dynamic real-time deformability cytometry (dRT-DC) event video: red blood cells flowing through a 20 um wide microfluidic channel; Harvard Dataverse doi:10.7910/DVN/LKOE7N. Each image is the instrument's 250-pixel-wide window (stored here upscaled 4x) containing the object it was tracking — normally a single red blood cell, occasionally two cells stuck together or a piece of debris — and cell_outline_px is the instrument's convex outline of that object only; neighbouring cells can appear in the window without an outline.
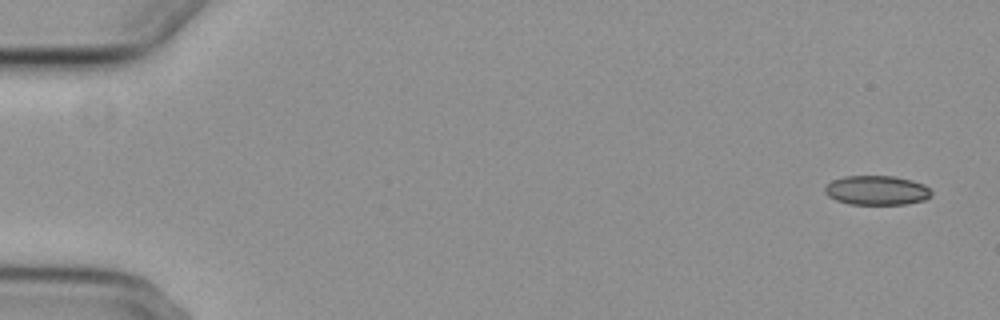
{"species": "common noctule bat (a hibernating species)", "species_latin": "Nyctalus noctula", "temperature_condition": "cold", "stored_images_in_passage": 5, "camera_frame_rate_fps": 3000, "um_per_image_px": 0.085, "animal": {"sex": "female", "body_mass_g": 29.2, "forearm_length_mm": 56.3}, "frame": {"image": 1, "passage_image": 1, "time_ms": 0.0, "image_size_px": [1000, 320], "cell_outline_px": [[932, 196], [924, 200], [908, 204], [848, 204], [836, 200], [828, 196], [824, 192], [824, 188], [832, 180], [844, 176], [892, 176], [912, 180], [924, 184], [932, 192]], "centroid_in_image_um": [74.53, 16.18], "position_along_channel_um": 10.5, "area_um2": 18.32}}
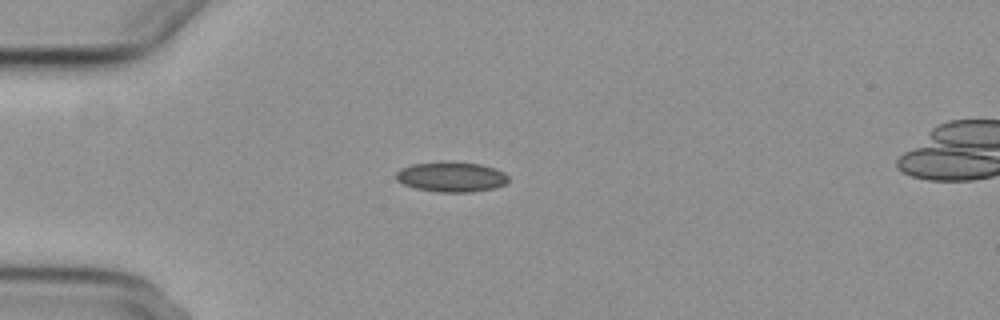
{"frame": {"image": 2, "passage_image": 4, "time_ms": 4.333, "image_size_px": [1000, 320], "cell_outline_px": [[508, 180], [504, 184], [496, 188], [472, 192], [436, 192], [416, 188], [404, 184], [396, 180], [396, 172], [400, 168], [412, 164], [444, 160], [452, 160], [480, 164], [496, 168], [504, 172], [508, 176]], "centroid_in_image_um": [38.36, 15.01], "position_along_channel_um": 46.6, "area_um2": 20.17}}